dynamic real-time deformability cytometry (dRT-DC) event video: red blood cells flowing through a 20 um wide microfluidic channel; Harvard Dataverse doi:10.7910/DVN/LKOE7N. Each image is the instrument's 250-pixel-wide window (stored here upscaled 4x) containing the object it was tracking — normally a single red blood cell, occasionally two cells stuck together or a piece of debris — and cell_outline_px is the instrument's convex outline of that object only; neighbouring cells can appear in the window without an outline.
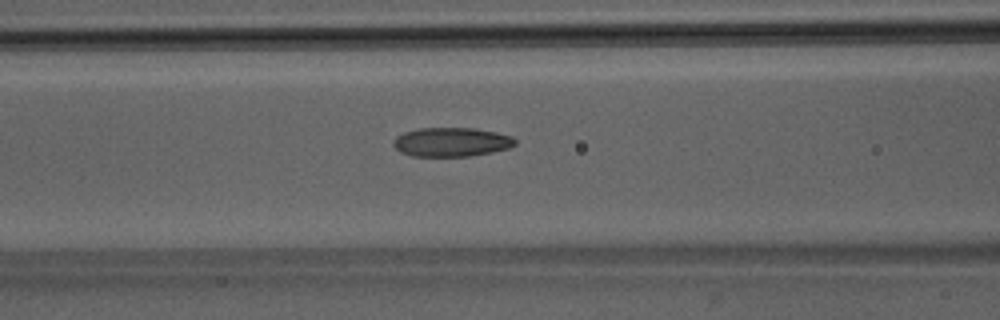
{"species": "Egyptian fruit bat (a non-hibernating species)", "species_latin": "Rousettus aegyptiacus", "temperature_condition": "room temperature", "stored_images_in_passage": 50, "camera_frame_rate_fps": 3000, "um_per_image_px": 0.085, "animal": {"sex": "male"}, "frame": {"image": 1, "passage_image": 21, "time_ms": 6.667, "image_size_px": [1000, 320], "cell_outline_px": [[516, 144], [508, 148], [492, 152], [468, 156], [412, 156], [400, 152], [392, 144], [392, 140], [396, 136], [404, 132], [420, 128], [472, 128], [496, 132], [512, 136], [516, 140]], "centroid_in_image_um": [38.35, 12.07], "position_along_channel_um": 128.3, "area_um2": 20.63}}
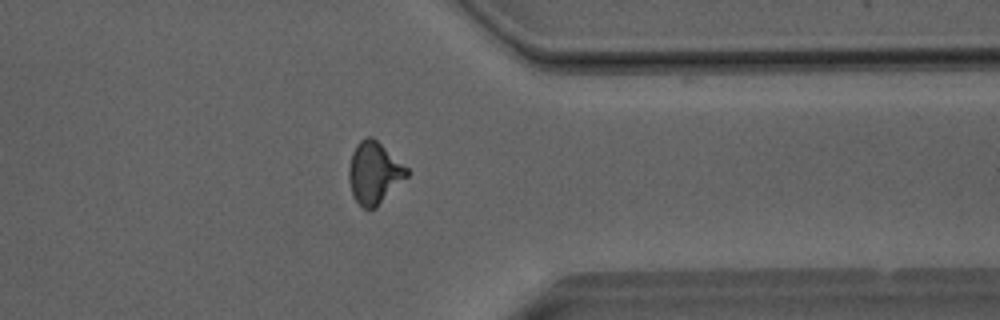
{"frame": {"image": 2, "passage_image": 40, "time_ms": 13.0, "image_size_px": [1000, 320], "cell_outline_px": [[408, 176], [376, 208], [364, 208], [356, 200], [352, 192], [348, 176], [348, 168], [352, 152], [356, 144], [360, 140], [368, 136], [372, 136], [408, 168]], "centroid_in_image_um": [31.8, 14.68], "position_along_channel_um": 379.6, "area_um2": 20.75}}
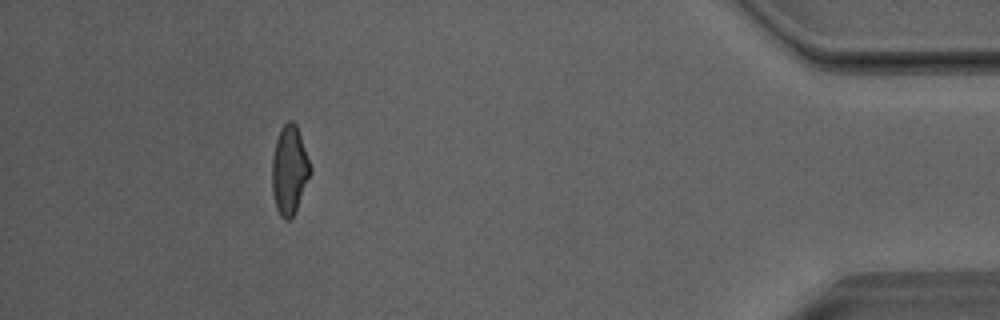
{"frame": {"image": 3, "passage_image": 46, "time_ms": 15.0, "image_size_px": [1000, 320], "cell_outline_px": [[312, 172], [296, 212], [288, 220], [284, 220], [280, 216], [276, 208], [272, 192], [272, 156], [276, 140], [280, 128], [288, 120], [292, 120], [296, 124], [312, 168]], "centroid_in_image_um": [24.6, 14.47], "position_along_channel_um": 410.6, "area_um2": 20.06}, "authors_computed_cell_mechanics": {"area_um2": 20.6346, "velocity_mm_per_s": 4.0698, "shape_relaxation_time_tau1_ms": 9.2468, "shape_relaxation_time_tau2_ms": 1.5256, "deformation_change_tau1": 0.2298, "deformation_change_tau2": 0.084}}